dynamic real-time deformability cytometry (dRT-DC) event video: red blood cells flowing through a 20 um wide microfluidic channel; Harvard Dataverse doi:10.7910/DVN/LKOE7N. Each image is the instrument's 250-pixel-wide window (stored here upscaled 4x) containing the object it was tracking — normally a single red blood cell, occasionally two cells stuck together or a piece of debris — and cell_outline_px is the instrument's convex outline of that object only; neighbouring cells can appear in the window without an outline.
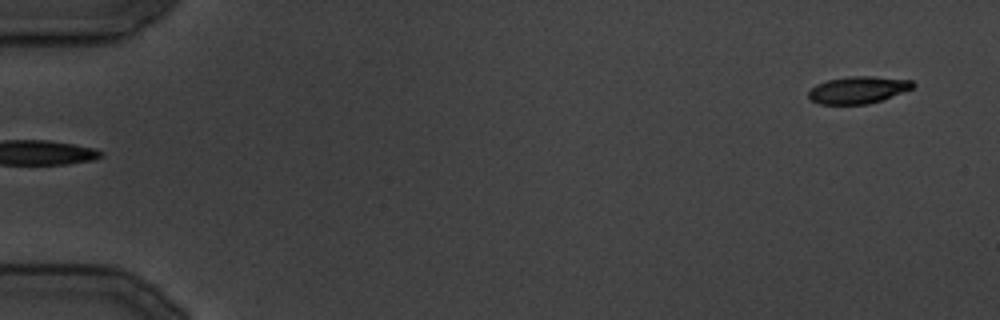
{"species": "common noctule bat (a hibernating species)", "species_latin": "Nyctalus noctula", "temperature_condition": "cold", "stored_images_in_passage": 13, "camera_frame_rate_fps": 3000, "um_per_image_px": 0.085, "animal": {"sex": "male", "body_mass_g": 19.5, "forearm_length_mm": 54.6}, "frame": {"image": 1, "passage_image": 1, "time_ms": 0.0, "image_size_px": [1000, 320], "cell_outline_px": [[916, 84], [912, 88], [880, 100], [868, 104], [820, 104], [812, 100], [808, 96], [808, 92], [816, 84], [828, 80], [852, 76], [872, 76], [912, 80]], "centroid_in_image_um": [72.92, 7.63], "position_along_channel_um": 12.1, "area_um2": 16.24}}
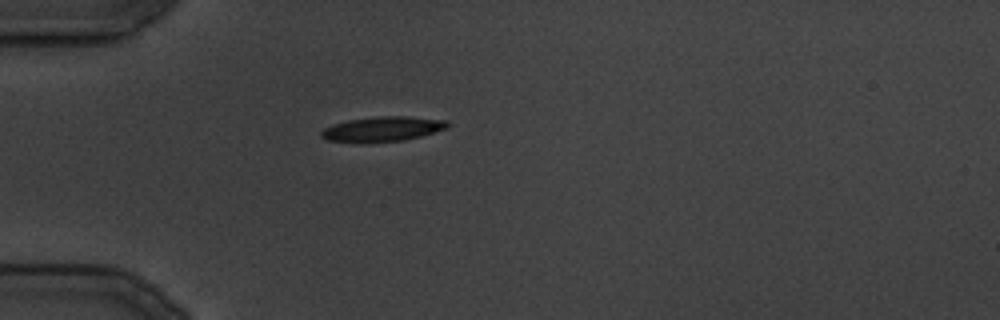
{"frame": {"image": 2, "passage_image": 9, "time_ms": 10.333, "image_size_px": [1000, 320], "cell_outline_px": [[452, 124], [448, 128], [420, 136], [404, 140], [364, 144], [360, 144], [328, 140], [320, 136], [320, 132], [324, 128], [332, 124], [348, 120], [376, 116], [408, 116], [448, 120]], "centroid_in_image_um": [32.51, 10.98], "position_along_channel_um": 52.5, "area_um2": 18.84}}